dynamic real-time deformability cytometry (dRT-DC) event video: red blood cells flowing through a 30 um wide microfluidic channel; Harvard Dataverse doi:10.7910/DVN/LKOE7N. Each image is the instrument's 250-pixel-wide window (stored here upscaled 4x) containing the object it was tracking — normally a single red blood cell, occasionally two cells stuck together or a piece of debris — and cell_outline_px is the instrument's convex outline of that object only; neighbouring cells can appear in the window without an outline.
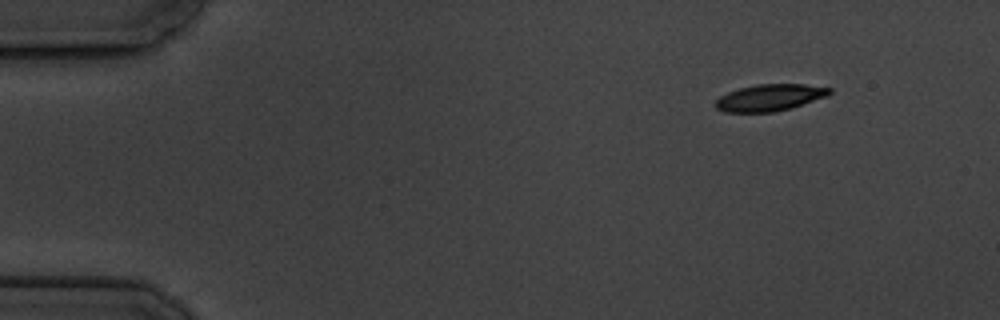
{"species": "common noctule bat (a hibernating species)", "species_latin": "Nyctalus noctula", "temperature_condition": "cold", "stored_images_in_passage": 4, "segment_of_instrument_passage": [2, 2], "camera_frame_rate_fps": 3000, "um_per_image_px": 0.085, "animal": {"sex": "male", "body_mass_g": 19.5, "forearm_length_mm": 54.6}, "frame": {"image": 1, "passage_image": 4, "time_ms": 3.667, "image_size_px": [1000, 320], "cell_outline_px": [[832, 92], [828, 96], [792, 108], [772, 112], [724, 112], [716, 108], [716, 100], [720, 96], [728, 92], [740, 88], [756, 84], [804, 84], [832, 88]], "centroid_in_image_um": [65.46, 8.29], "position_along_channel_um": 19.5, "area_um2": 17.8}}